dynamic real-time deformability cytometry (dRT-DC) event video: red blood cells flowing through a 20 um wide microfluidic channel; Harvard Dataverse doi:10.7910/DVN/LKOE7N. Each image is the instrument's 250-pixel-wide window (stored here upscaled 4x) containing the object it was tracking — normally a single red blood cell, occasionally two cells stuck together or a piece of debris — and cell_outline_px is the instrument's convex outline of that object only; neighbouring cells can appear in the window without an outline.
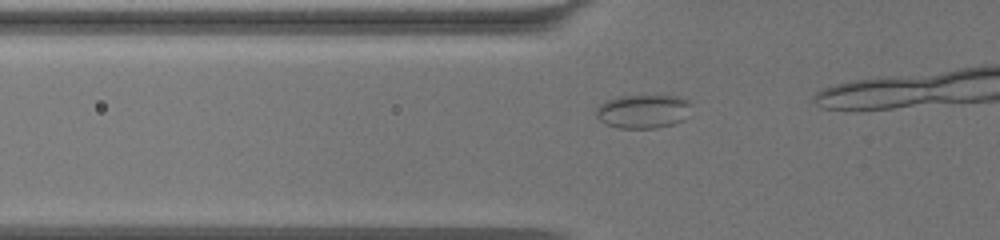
{"species": "common noctule bat (a hibernating species)", "species_latin": "Nyctalus noctula", "temperature_condition": "warm", "stored_images_in_passage": 22, "camera_frame_rate_fps": 3000, "um_per_image_px": 0.085, "animal": {"sex": "female", "body_mass_g": 19.5, "forearm_length_mm": 54.1}, "frame": {"image": 1, "passage_image": 16, "time_ms": 5.0, "image_size_px": [1000, 240], "cell_outline_px": [[688, 104], [684, 120], [676, 124], [656, 128], [620, 128], [604, 124], [596, 116], [596, 108], [604, 100], [616, 96], [680, 96], [688, 100]], "centroid_in_image_um": [54.6, 9.47], "position_along_channel_um": 71.2, "area_um2": 18.73}}